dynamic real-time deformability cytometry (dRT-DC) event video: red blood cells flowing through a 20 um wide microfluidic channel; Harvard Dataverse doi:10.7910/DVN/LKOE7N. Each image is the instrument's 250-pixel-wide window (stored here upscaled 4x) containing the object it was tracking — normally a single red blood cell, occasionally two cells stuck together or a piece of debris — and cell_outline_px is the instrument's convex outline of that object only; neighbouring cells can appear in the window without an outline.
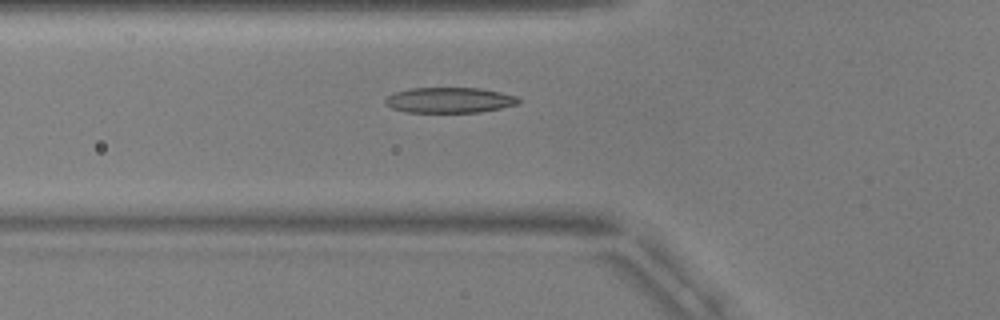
{"species": "common noctule bat (a hibernating species)", "species_latin": "Nyctalus noctula", "temperature_condition": "warm", "stored_images_in_passage": 24, "camera_frame_rate_fps": 3000, "um_per_image_px": 0.085, "animal": {"sex": "male", "body_mass_g": 17.9, "forearm_length_mm": 54.2}, "frame": {"image": 1, "passage_image": 20, "time_ms": 6.333, "image_size_px": [1000, 320], "cell_outline_px": [[520, 104], [480, 112], [404, 112], [392, 108], [384, 100], [392, 92], [412, 88], [480, 88], [500, 92], [516, 96], [520, 100]], "centroid_in_image_um": [38.21, 8.51], "position_along_channel_um": 87.6, "area_um2": 19.77}}
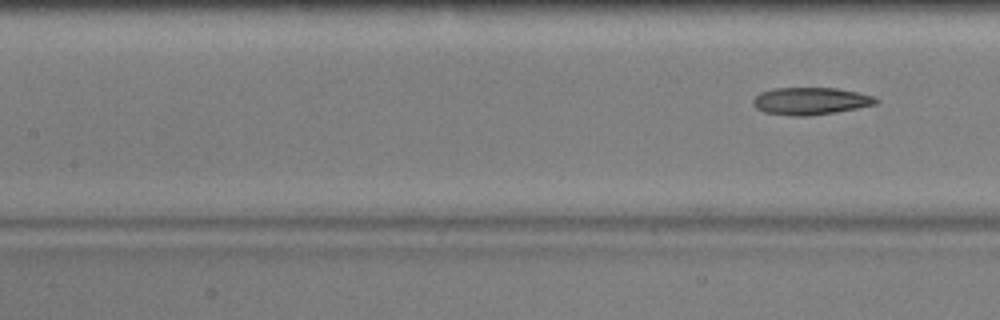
{"frame": {"image": 2, "passage_image": 24, "time_ms": 7.667, "image_size_px": [1000, 320], "cell_outline_px": [[880, 100], [876, 104], [836, 112], [808, 116], [792, 116], [764, 112], [756, 108], [752, 104], [752, 100], [760, 92], [772, 88], [836, 88], [856, 92], [872, 96]], "centroid_in_image_um": [68.85, 8.59], "position_along_channel_um": 138.5, "area_um2": 19.54}}